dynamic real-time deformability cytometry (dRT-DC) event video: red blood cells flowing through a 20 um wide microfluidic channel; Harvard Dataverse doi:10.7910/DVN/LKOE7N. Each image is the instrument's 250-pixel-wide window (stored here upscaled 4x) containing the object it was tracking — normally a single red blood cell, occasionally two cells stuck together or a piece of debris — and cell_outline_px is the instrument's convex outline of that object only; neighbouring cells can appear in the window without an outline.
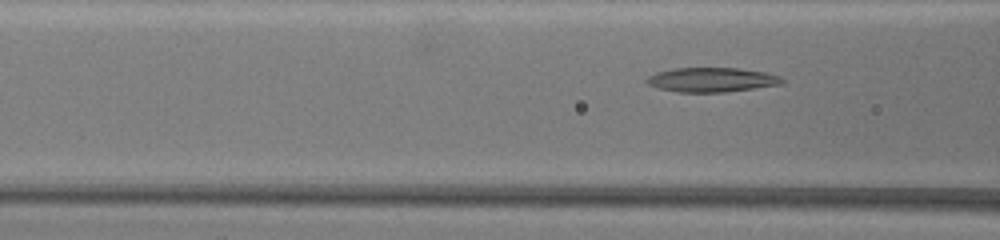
{"species": "common noctule bat (a hibernating species)", "species_latin": "Nyctalus noctula", "temperature_condition": "warm", "stored_images_in_passage": 13, "camera_frame_rate_fps": 3000, "um_per_image_px": 0.085, "animal": {"sex": "female", "body_mass_g": 19.5, "forearm_length_mm": 54.1}, "frame": {"image": 1, "passage_image": 10, "time_ms": 3.0, "image_size_px": [1000, 240], "cell_outline_px": [[784, 84], [724, 92], [676, 92], [660, 88], [648, 84], [644, 80], [648, 76], [656, 72], [672, 68], [740, 68], [764, 72], [780, 76], [784, 80]], "centroid_in_image_um": [60.49, 6.77], "position_along_channel_um": 106.1, "area_um2": 19.31}}